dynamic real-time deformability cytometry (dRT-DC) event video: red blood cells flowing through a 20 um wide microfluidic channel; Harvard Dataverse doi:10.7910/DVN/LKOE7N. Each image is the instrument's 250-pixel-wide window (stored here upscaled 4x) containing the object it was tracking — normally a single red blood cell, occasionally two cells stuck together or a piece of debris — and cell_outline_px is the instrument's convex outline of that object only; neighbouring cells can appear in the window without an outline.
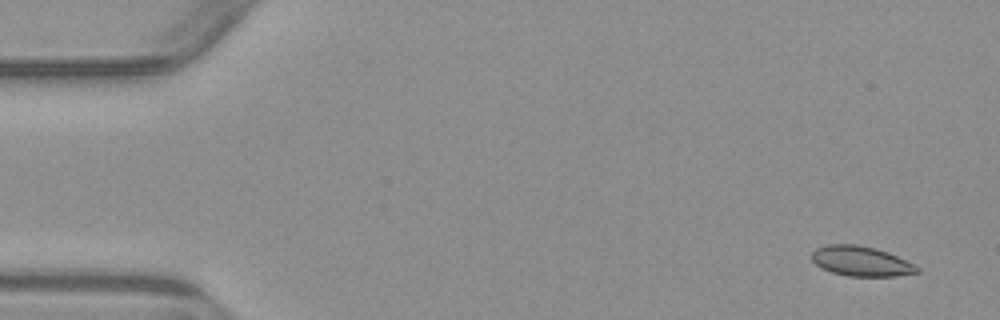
{"species": "common noctule bat (a hibernating species)", "species_latin": "Nyctalus noctula", "temperature_condition": "warm", "stored_images_in_passage": 6, "camera_frame_rate_fps": 3000, "um_per_image_px": 0.085, "animal": {"sex": "male", "body_mass_g": 23.1, "forearm_length_mm": 52.7}, "frame": {"image": 1, "passage_image": 1, "time_ms": 0.0, "image_size_px": [1000, 320], "cell_outline_px": [[920, 272], [896, 276], [848, 276], [832, 272], [820, 268], [812, 260], [812, 252], [816, 248], [828, 244], [856, 244], [888, 252], [920, 268]], "centroid_in_image_um": [73.16, 22.2], "position_along_channel_um": 11.8, "area_um2": 18.21}}
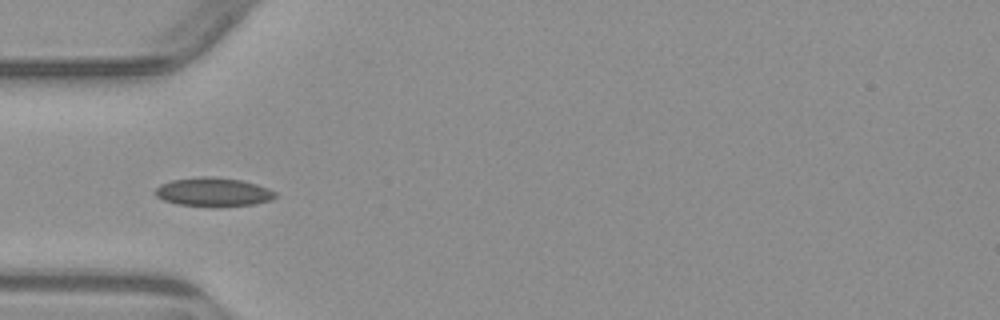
{"frame": {"image": 2, "passage_image": 5, "time_ms": 4.667, "image_size_px": [1000, 320], "cell_outline_px": [[276, 196], [272, 200], [256, 204], [176, 204], [164, 200], [156, 196], [152, 192], [160, 184], [172, 180], [200, 176], [204, 176], [240, 180], [256, 184], [268, 188], [276, 192]], "centroid_in_image_um": [18.1, 16.28], "position_along_channel_um": 66.9, "area_um2": 19.36}}
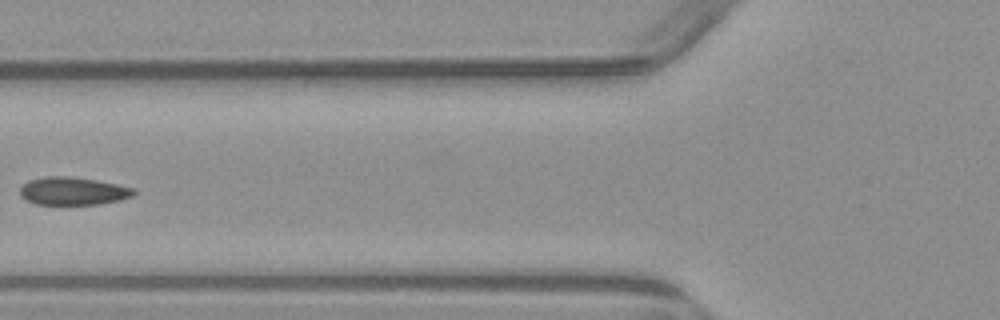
{"frame": {"image": 3, "passage_image": 6, "time_ms": 6.0, "image_size_px": [1000, 320], "cell_outline_px": [[136, 192], [132, 196], [120, 200], [100, 204], [64, 208], [36, 204], [20, 196], [20, 188], [28, 180], [44, 176], [72, 176], [96, 180], [136, 188]], "centroid_in_image_um": [6.19, 16.29], "position_along_channel_um": 119.6, "area_um2": 19.48}}